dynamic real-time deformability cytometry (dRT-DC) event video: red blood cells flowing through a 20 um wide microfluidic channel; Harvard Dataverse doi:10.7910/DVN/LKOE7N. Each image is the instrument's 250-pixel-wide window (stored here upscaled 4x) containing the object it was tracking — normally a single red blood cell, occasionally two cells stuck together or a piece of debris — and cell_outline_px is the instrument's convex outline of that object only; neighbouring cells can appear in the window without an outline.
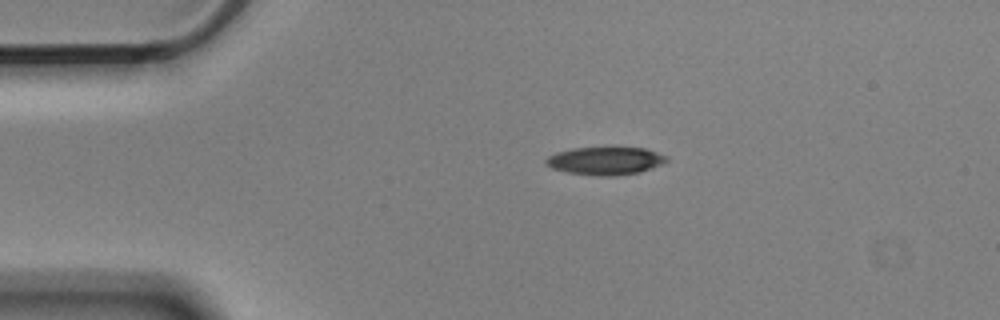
{"species": "Egyptian fruit bat (a non-hibernating species)", "species_latin": "Rousettus aegyptiacus", "temperature_condition": "cold", "stored_images_in_passage": 1, "camera_frame_rate_fps": 3000, "um_per_image_px": 0.085, "animal": {"sex": "male"}, "frame": {"image": 1, "passage_image": 1, "time_ms": 0.0, "image_size_px": [1000, 320], "cell_outline_px": [[668, 160], [660, 164], [640, 172], [612, 176], [600, 176], [568, 172], [552, 168], [544, 164], [544, 160], [548, 156], [556, 152], [572, 148], [644, 148], [668, 156]], "centroid_in_image_um": [51.41, 13.67], "position_along_channel_um": 33.6, "area_um2": 19.42}}